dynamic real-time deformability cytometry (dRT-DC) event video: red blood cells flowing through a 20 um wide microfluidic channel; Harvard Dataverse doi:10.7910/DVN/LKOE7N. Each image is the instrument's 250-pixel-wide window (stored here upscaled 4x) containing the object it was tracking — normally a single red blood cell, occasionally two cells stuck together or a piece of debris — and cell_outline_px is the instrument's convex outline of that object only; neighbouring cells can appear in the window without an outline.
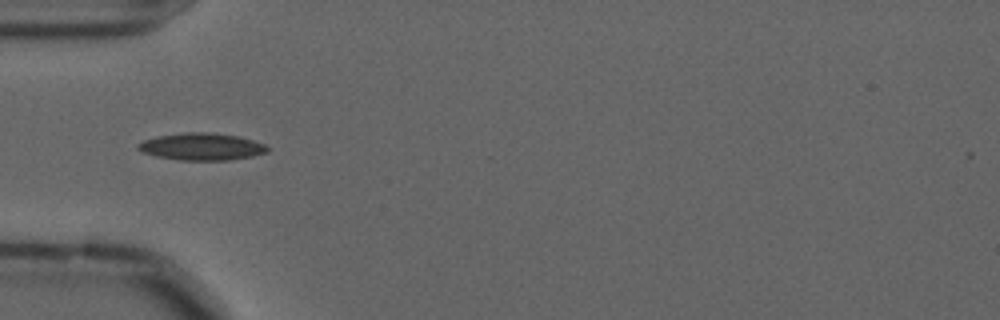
{"species": "common noctule bat (a hibernating species)", "species_latin": "Nyctalus noctula", "temperature_condition": "cold", "stored_images_in_passage": 40, "camera_frame_rate_fps": 3000, "um_per_image_px": 0.085, "animal": {"sex": "male", "forearm_length_mm": 52.5}, "frame": {"image": 1, "passage_image": 1, "time_ms": 0.0, "image_size_px": [1000, 320], "cell_outline_px": [[268, 152], [252, 156], [228, 160], [180, 160], [156, 156], [144, 152], [136, 148], [136, 144], [144, 140], [156, 136], [184, 132], [212, 132], [240, 136], [264, 144], [268, 148]], "centroid_in_image_um": [17.13, 12.45], "position_along_channel_um": 67.9, "area_um2": 20.52}}
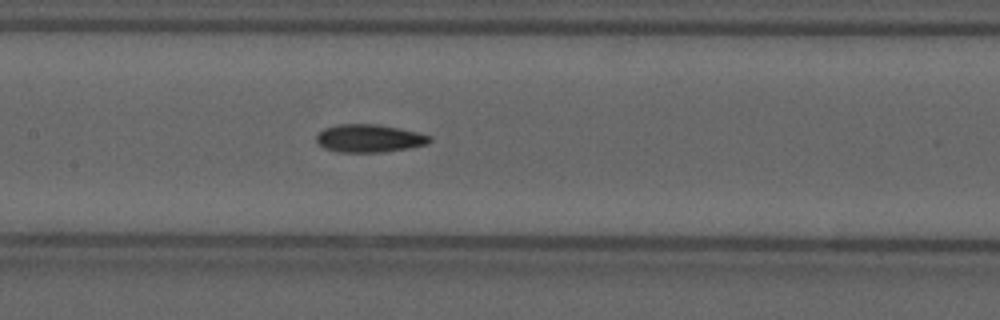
{"frame": {"image": 2, "passage_image": 10, "time_ms": 3.0, "image_size_px": [1000, 320], "cell_outline_px": [[432, 140], [428, 144], [408, 148], [380, 152], [336, 152], [324, 148], [316, 144], [316, 136], [324, 128], [340, 124], [376, 124], [420, 132], [432, 136]], "centroid_in_image_um": [31.39, 11.76], "position_along_channel_um": 176.0, "area_um2": 18.55}}
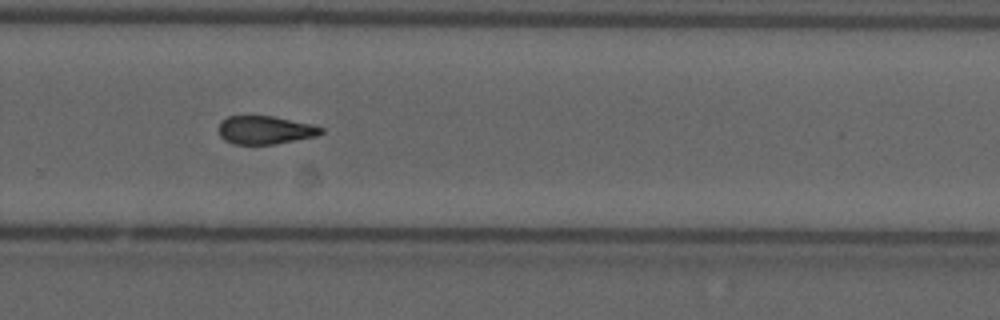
{"frame": {"image": 3, "passage_image": 21, "time_ms": 6.667, "image_size_px": [1000, 320], "cell_outline_px": [[324, 132], [316, 136], [276, 144], [236, 144], [224, 140], [220, 136], [216, 128], [220, 120], [228, 116], [272, 116], [312, 124], [324, 128]], "centroid_in_image_um": [22.5, 11.05], "position_along_channel_um": 307.3, "area_um2": 17.05}, "authors_computed_cell_mechanics": {"area_um2": 17.6868, "velocity_mm_per_s": 3.6011, "shape_relaxation_time_tau1_ms": 10.7633, "shape_relaxation_time_tau2_ms": 4.0358, "deformation_change_tau1": 0.2097, "deformation_change_tau2": 0.1142}}